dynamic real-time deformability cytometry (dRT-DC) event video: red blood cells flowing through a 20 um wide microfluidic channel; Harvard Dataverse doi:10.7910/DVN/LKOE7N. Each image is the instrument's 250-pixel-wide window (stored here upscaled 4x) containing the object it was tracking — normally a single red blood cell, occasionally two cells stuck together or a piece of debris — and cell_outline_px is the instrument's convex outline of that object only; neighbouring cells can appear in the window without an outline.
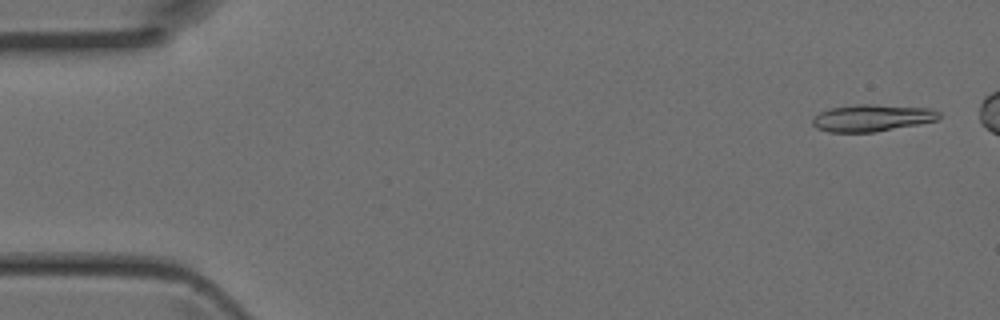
{"species": "Egyptian fruit bat (a non-hibernating species)", "species_latin": "Rousettus aegyptiacus", "temperature_condition": "room temperature", "stored_images_in_passage": 5, "camera_frame_rate_fps": 3000, "um_per_image_px": 0.085, "animal": {"sex": "female"}, "frame": {"image": 1, "passage_image": 1, "time_ms": 0.0, "image_size_px": [1000, 320], "cell_outline_px": [[940, 116], [936, 120], [920, 124], [876, 132], [828, 132], [816, 128], [812, 124], [812, 116], [828, 108], [856, 104], [872, 104], [932, 108], [940, 112]], "centroid_in_image_um": [74.1, 10.02], "position_along_channel_um": 10.9, "area_um2": 20.17}}